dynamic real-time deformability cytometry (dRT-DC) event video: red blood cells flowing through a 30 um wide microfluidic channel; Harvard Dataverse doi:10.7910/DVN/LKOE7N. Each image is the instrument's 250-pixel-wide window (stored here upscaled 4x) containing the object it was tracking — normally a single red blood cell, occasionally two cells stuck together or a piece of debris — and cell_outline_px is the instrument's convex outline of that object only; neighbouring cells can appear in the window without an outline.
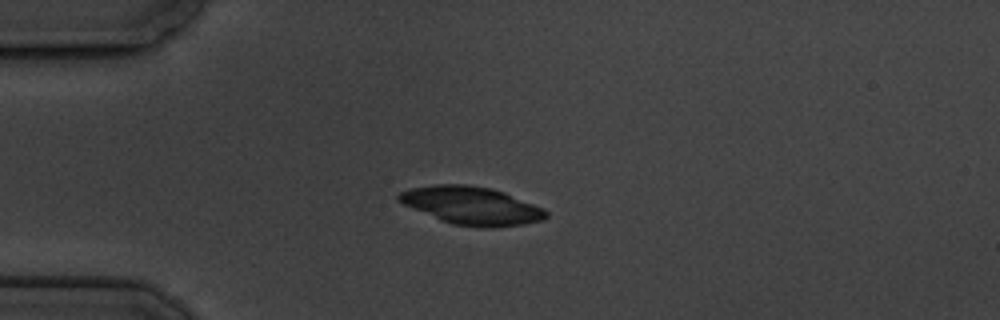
{"species": "common noctule bat (a hibernating species)", "species_latin": "Nyctalus noctula", "temperature_condition": "cold", "stored_images_in_passage": 4, "camera_frame_rate_fps": 3000, "um_per_image_px": 0.085, "animal": {"sex": "male", "body_mass_g": 19.5, "forearm_length_mm": 54.6}, "frame": {"image": 1, "passage_image": 1, "time_ms": 0.0, "image_size_px": [1000, 320], "cell_outline_px": [[548, 216], [540, 220], [524, 224], [492, 228], [480, 228], [452, 224], [440, 220], [404, 204], [396, 200], [396, 196], [400, 192], [412, 188], [436, 184], [468, 184], [492, 188], [504, 192], [544, 208], [548, 212]], "centroid_in_image_um": [40.09, 17.48], "position_along_channel_um": 44.9, "area_um2": 32.6}}